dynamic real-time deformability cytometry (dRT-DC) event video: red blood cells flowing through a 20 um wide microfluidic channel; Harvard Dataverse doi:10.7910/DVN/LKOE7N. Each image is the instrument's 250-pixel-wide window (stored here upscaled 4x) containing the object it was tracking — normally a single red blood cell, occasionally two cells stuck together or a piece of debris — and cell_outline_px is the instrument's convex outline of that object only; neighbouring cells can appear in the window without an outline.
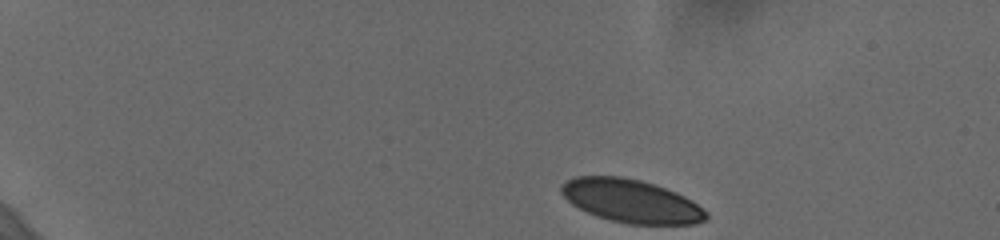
{"species": "human", "species_latin": "Homo sapiens", "temperature_condition": "cold", "stored_images_in_passage": 48, "camera_frame_rate_fps": 3000, "um_per_image_px": 0.085, "donor": {"sex": "female"}, "frame": {"image": 1, "passage_image": 1, "time_ms": 0.0, "image_size_px": [1000, 240], "cell_outline_px": [[708, 220], [696, 224], [628, 224], [596, 216], [572, 204], [560, 192], [560, 184], [576, 176], [624, 176], [656, 184], [676, 192], [692, 200], [708, 212]], "centroid_in_image_um": [53.68, 17.08], "position_along_channel_um": 31.3, "area_um2": 36.65}}
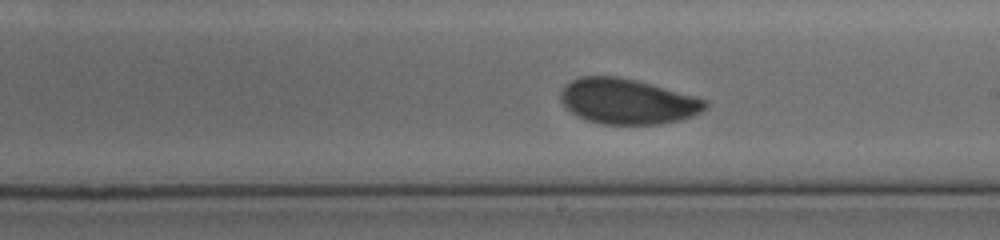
{"frame": {"image": 2, "passage_image": 27, "time_ms": 8.667, "image_size_px": [1000, 240], "cell_outline_px": [[708, 108], [692, 116], [680, 120], [660, 124], [600, 124], [576, 116], [564, 108], [560, 100], [560, 92], [564, 84], [580, 76], [616, 76], [636, 80], [696, 96], [708, 100]], "centroid_in_image_um": [53.31, 8.62], "position_along_channel_um": 235.7, "area_um2": 38.61}}
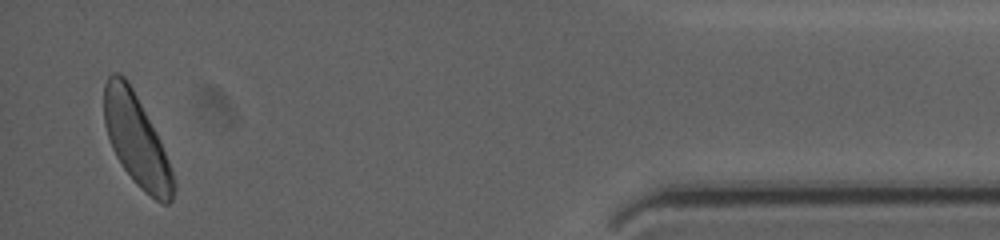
{"frame": {"image": 3, "passage_image": 47, "time_ms": 15.333, "image_size_px": [1000, 240], "cell_outline_px": [[176, 188], [172, 200], [168, 204], [164, 204], [156, 200], [144, 192], [136, 184], [124, 168], [116, 156], [112, 148], [104, 124], [104, 84], [108, 76], [112, 72], [120, 72], [128, 80], [160, 140], [168, 160], [176, 184]], "centroid_in_image_um": [11.59, 11.91], "position_along_channel_um": 423.6, "area_um2": 36.7}, "authors_computed_cell_mechanics": {"area_um2": 38.0902, "velocity_mm_per_s": 3.6261, "shape_relaxation_time_tau1_ms": 3.9643, "shape_relaxation_time_tau2_ms": 2.3699, "deformation_change_tau1": 0.1005, "deformation_change_tau2": 0.0684}}